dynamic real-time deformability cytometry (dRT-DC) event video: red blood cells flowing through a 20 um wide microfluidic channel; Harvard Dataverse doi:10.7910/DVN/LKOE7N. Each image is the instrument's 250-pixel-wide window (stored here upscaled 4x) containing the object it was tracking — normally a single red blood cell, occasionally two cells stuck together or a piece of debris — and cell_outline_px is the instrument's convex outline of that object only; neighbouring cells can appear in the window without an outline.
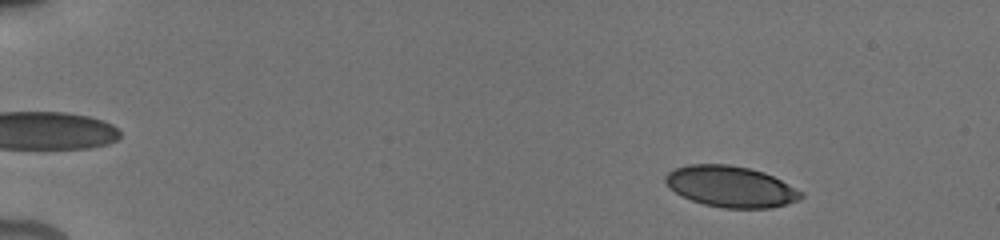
{"species": "human", "species_latin": "Homo sapiens", "temperature_condition": "cold", "stored_images_in_passage": 43, "camera_frame_rate_fps": 3000, "um_per_image_px": 0.085, "donor": {"sex": "male"}, "frame": {"image": 1, "passage_image": 6, "time_ms": 1.667, "image_size_px": [1000, 240], "cell_outline_px": [[804, 196], [800, 200], [788, 204], [772, 208], [724, 208], [704, 204], [692, 200], [676, 192], [664, 180], [664, 176], [668, 172], [676, 168], [688, 164], [728, 164], [748, 168], [764, 172], [804, 192]], "centroid_in_image_um": [62.15, 15.86], "position_along_channel_um": 22.8, "area_um2": 32.37}}
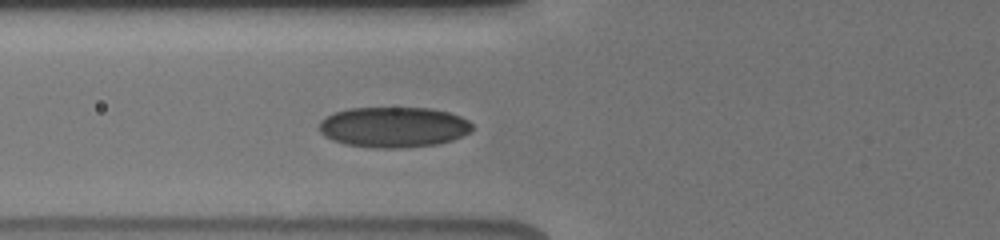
{"frame": {"image": 2, "passage_image": 24, "time_ms": 6.667, "image_size_px": [1000, 240], "cell_outline_px": [[472, 132], [452, 140], [436, 144], [400, 148], [372, 148], [344, 144], [332, 140], [324, 136], [320, 132], [320, 120], [332, 112], [348, 108], [432, 108], [448, 112], [460, 116], [468, 120], [472, 124]], "centroid_in_image_um": [33.44, 10.8], "position_along_channel_um": 92.4, "area_um2": 36.41}}
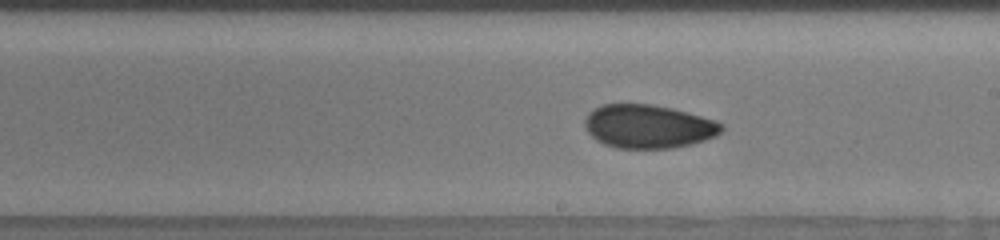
{"frame": {"image": 3, "passage_image": 39, "time_ms": 10.333, "image_size_px": [1000, 240], "cell_outline_px": [[724, 128], [716, 136], [692, 144], [672, 148], [616, 148], [604, 144], [596, 140], [584, 128], [584, 120], [588, 112], [592, 108], [604, 104], [652, 104], [672, 108], [688, 112], [716, 120], [724, 124]], "centroid_in_image_um": [55.1, 10.74], "position_along_channel_um": 233.9, "area_um2": 35.03}}